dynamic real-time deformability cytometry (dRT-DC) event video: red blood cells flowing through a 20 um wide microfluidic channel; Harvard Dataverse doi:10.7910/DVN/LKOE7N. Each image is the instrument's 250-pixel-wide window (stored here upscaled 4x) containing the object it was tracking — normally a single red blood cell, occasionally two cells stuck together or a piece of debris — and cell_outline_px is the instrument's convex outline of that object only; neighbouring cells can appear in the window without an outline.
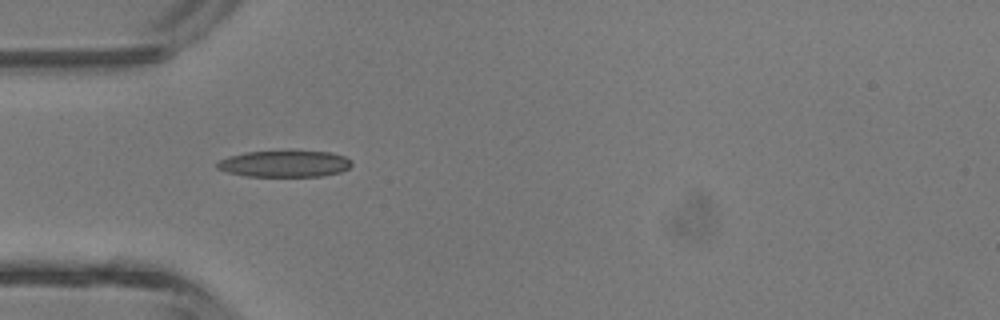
{"species": "common noctule bat (a hibernating species)", "species_latin": "Nyctalus noctula", "temperature_condition": "room temperature", "stored_images_in_passage": 5, "camera_frame_rate_fps": 3000, "um_per_image_px": 0.085, "animal": {"sex": "male", "body_mass_g": 13.3}, "frame": {"image": 1, "passage_image": 3, "time_ms": 2.333, "image_size_px": [1000, 320], "cell_outline_px": [[352, 164], [348, 168], [340, 172], [324, 176], [244, 176], [228, 172], [216, 168], [216, 164], [220, 160], [228, 156], [244, 152], [332, 152], [344, 156], [352, 160]], "centroid_in_image_um": [24.19, 13.93], "position_along_channel_um": 60.8, "area_um2": 20.58}}
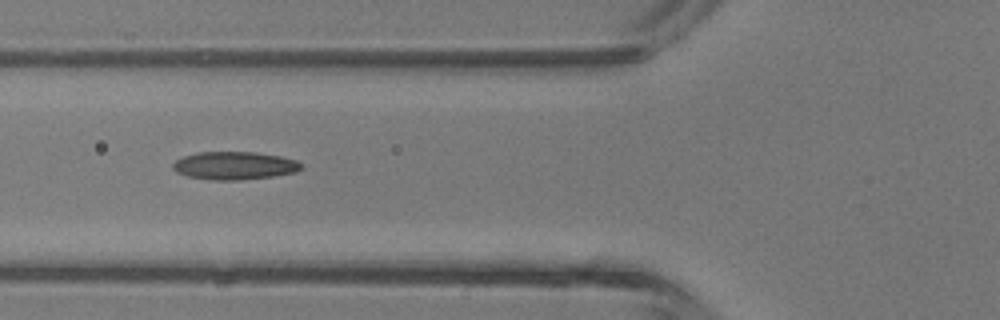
{"frame": {"image": 2, "passage_image": 4, "time_ms": 3.333, "image_size_px": [1000, 320], "cell_outline_px": [[304, 168], [296, 172], [272, 176], [240, 180], [216, 180], [188, 176], [176, 172], [172, 168], [172, 164], [176, 160], [184, 156], [196, 152], [256, 152], [280, 156], [296, 160]], "centroid_in_image_um": [19.93, 14.07], "position_along_channel_um": 105.9, "area_um2": 20.87}}
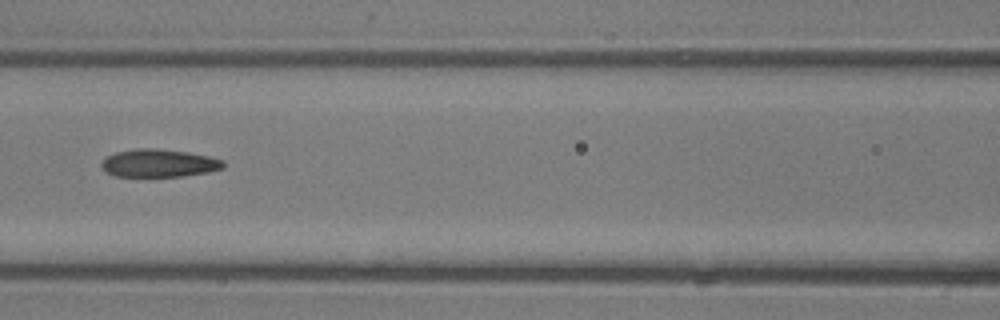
{"frame": {"image": 3, "passage_image": 5, "time_ms": 4.333, "image_size_px": [1000, 320], "cell_outline_px": [[224, 168], [208, 172], [184, 176], [116, 176], [104, 172], [100, 164], [108, 156], [116, 152], [136, 148], [156, 148], [188, 152], [208, 156], [224, 160]], "centroid_in_image_um": [13.51, 13.86], "position_along_channel_um": 153.1, "area_um2": 19.83}}